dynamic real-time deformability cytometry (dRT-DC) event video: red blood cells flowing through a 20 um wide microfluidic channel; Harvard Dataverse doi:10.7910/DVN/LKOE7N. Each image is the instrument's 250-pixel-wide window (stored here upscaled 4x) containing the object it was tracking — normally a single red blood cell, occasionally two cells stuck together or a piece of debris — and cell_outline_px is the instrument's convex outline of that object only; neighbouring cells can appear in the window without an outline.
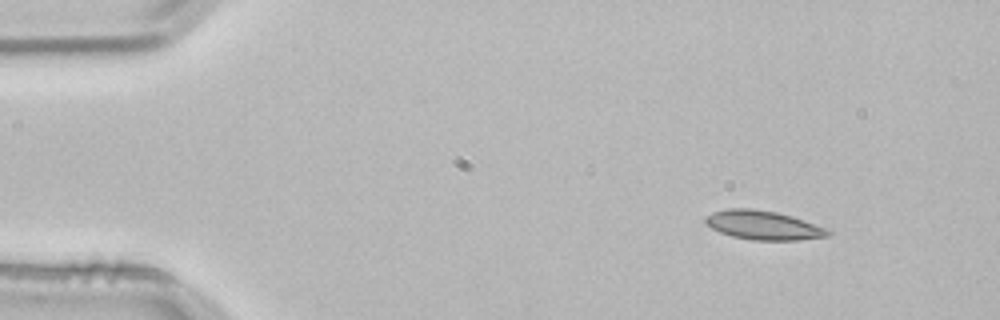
{"species": "common noctule bat (a hibernating species)", "species_latin": "Nyctalus noctula", "temperature_condition": "room temperature", "stored_images_in_passage": 3, "camera_frame_rate_fps": 3000, "um_per_image_px": 0.085, "animal": {"sex": "male", "body_mass_g": 21.5, "forearm_length_mm": 52.0}, "frame": {"image": 1, "passage_image": 1, "time_ms": 0.0, "image_size_px": [1000, 320], "cell_outline_px": [[832, 232], [828, 236], [800, 240], [752, 240], [732, 236], [720, 232], [712, 228], [704, 220], [712, 212], [728, 208], [752, 208], [776, 212], [792, 216], [824, 228]], "centroid_in_image_um": [64.87, 19.14], "position_along_channel_um": 20.1, "area_um2": 20.46}}